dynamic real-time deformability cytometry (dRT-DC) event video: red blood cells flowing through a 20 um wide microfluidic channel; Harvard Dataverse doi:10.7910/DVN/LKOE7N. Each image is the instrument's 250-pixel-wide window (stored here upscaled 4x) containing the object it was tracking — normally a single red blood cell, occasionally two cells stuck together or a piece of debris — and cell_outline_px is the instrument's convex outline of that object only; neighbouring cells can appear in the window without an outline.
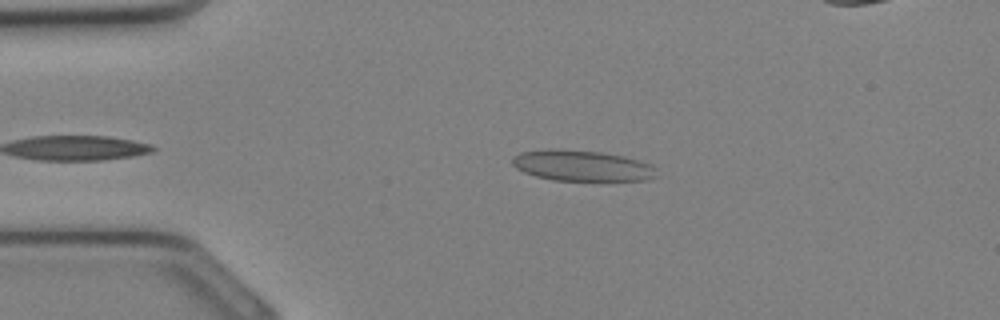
{"species": "Egyptian fruit bat (a non-hibernating species)", "species_latin": "Rousettus aegyptiacus", "temperature_condition": "cold", "stored_images_in_passage": 8, "camera_frame_rate_fps": 3000, "um_per_image_px": 0.085, "animal": {"sex": "female"}, "frame": {"image": 1, "passage_image": 3, "time_ms": 0.667, "image_size_px": [1000, 320], "cell_outline_px": [[656, 176], [648, 180], [552, 180], [536, 176], [524, 172], [516, 168], [512, 164], [512, 156], [520, 152], [544, 148], [556, 148], [604, 152], [624, 156], [652, 164], [656, 168]], "centroid_in_image_um": [49.44, 14.06], "position_along_channel_um": 35.6, "area_um2": 26.24}}
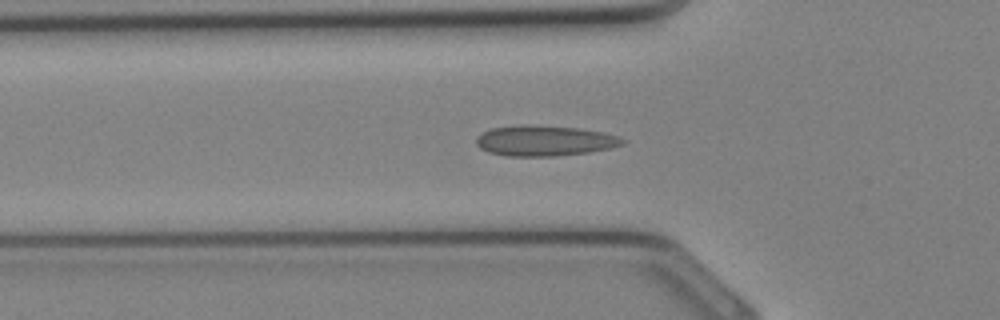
{"frame": {"image": 2, "passage_image": 7, "time_ms": 2.0, "image_size_px": [1000, 320], "cell_outline_px": [[628, 140], [624, 144], [612, 148], [588, 152], [556, 156], [508, 156], [488, 152], [480, 148], [476, 144], [476, 136], [492, 128], [520, 124], [524, 124], [580, 128], [604, 132]], "centroid_in_image_um": [46.3, 11.96], "position_along_channel_um": 79.5, "area_um2": 26.18}}